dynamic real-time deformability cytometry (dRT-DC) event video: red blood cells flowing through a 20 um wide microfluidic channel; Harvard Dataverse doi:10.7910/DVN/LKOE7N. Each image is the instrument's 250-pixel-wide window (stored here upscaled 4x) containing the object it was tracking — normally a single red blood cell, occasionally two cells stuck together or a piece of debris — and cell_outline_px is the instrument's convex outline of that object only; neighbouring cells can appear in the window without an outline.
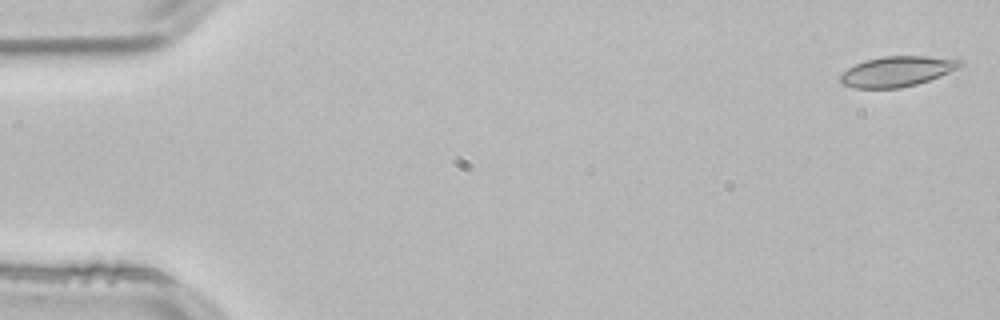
{"species": "common noctule bat (a hibernating species)", "species_latin": "Nyctalus noctula", "temperature_condition": "room temperature", "stored_images_in_passage": 53, "camera_frame_rate_fps": 3000, "um_per_image_px": 0.085, "animal": {"sex": "male", "body_mass_g": 21.5, "forearm_length_mm": 52.0}, "frame": {"image": 1, "passage_image": 1, "time_ms": 0.0, "image_size_px": [1000, 320], "cell_outline_px": [[964, 64], [960, 68], [940, 76], [916, 84], [900, 88], [856, 88], [840, 84], [840, 76], [848, 68], [864, 60], [884, 56], [928, 56], [960, 60]], "centroid_in_image_um": [76.25, 6.07], "position_along_channel_um": 8.8, "area_um2": 21.1}}
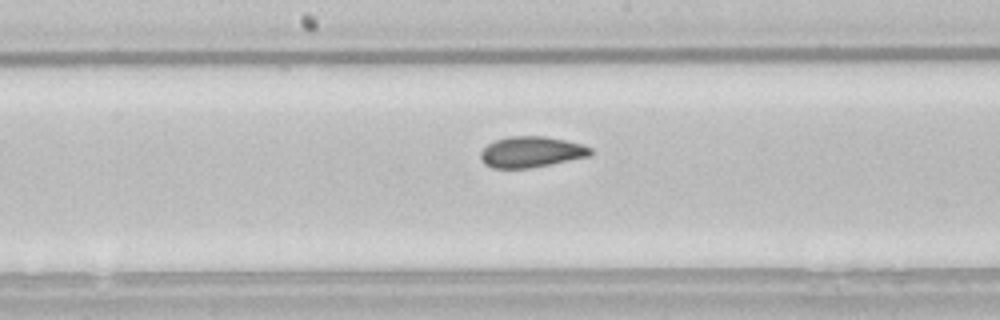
{"frame": {"image": 2, "passage_image": 27, "time_ms": 8.667, "image_size_px": [1000, 320], "cell_outline_px": [[592, 152], [588, 156], [528, 168], [492, 168], [484, 164], [480, 160], [480, 152], [488, 144], [496, 140], [508, 136], [544, 136], [564, 140], [580, 144], [592, 148]], "centroid_in_image_um": [45.09, 12.91], "position_along_channel_um": 203.1, "area_um2": 19.54}}
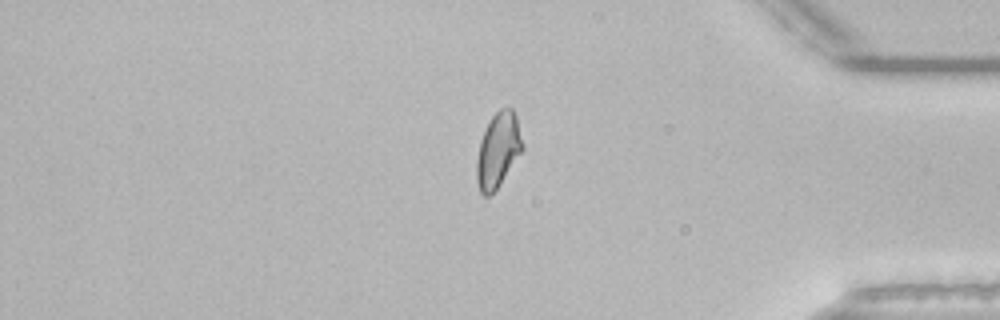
{"frame": {"image": 3, "passage_image": 44, "time_ms": 14.333, "image_size_px": [1000, 320], "cell_outline_px": [[524, 148], [496, 188], [488, 196], [484, 196], [480, 192], [476, 180], [476, 160], [480, 140], [492, 116], [500, 108], [512, 108], [516, 116], [524, 144]], "centroid_in_image_um": [42.33, 12.74], "position_along_channel_um": 392.9, "area_um2": 19.71}, "authors_computed_cell_mechanics": {"area_um2": 20.519, "velocity_mm_per_s": 3.8424, "shape_relaxation_time_tau1_ms": null, "shape_relaxation_time_tau2_ms": 1.69, "deformation_change_tau1": null, "deformation_change_tau2": 0.0721}}